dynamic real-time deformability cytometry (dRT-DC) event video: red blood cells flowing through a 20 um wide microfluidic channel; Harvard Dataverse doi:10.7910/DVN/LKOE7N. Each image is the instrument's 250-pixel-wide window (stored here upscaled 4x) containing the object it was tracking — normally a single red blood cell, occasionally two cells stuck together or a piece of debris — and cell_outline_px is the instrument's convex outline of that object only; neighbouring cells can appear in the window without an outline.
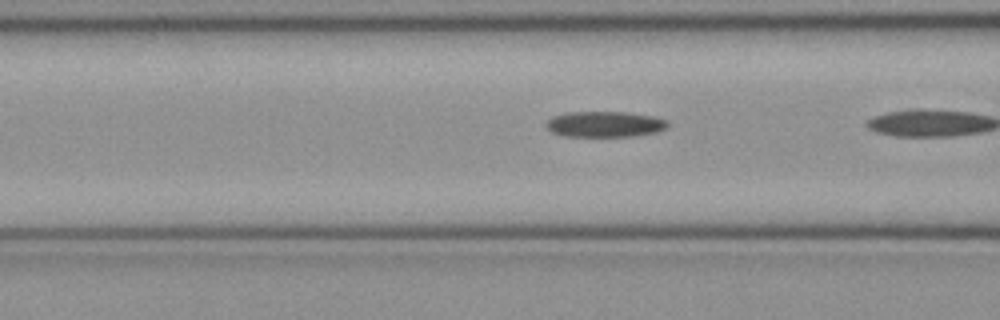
{"species": "common noctule bat (a hibernating species)", "species_latin": "Nyctalus noctula", "temperature_condition": "cold", "stored_images_in_passage": 11, "camera_frame_rate_fps": 3000, "um_per_image_px": 0.085, "animal": {"sex": "female", "body_mass_g": 21.9}, "frame": {"image": 1, "passage_image": 10, "time_ms": 3.0, "image_size_px": [1000, 320], "cell_outline_px": [[668, 128], [656, 132], [632, 136], [564, 136], [552, 132], [544, 124], [552, 116], [564, 112], [628, 112], [652, 116], [668, 120]], "centroid_in_image_um": [51.4, 10.55], "position_along_channel_um": 115.2, "area_um2": 18.32}}